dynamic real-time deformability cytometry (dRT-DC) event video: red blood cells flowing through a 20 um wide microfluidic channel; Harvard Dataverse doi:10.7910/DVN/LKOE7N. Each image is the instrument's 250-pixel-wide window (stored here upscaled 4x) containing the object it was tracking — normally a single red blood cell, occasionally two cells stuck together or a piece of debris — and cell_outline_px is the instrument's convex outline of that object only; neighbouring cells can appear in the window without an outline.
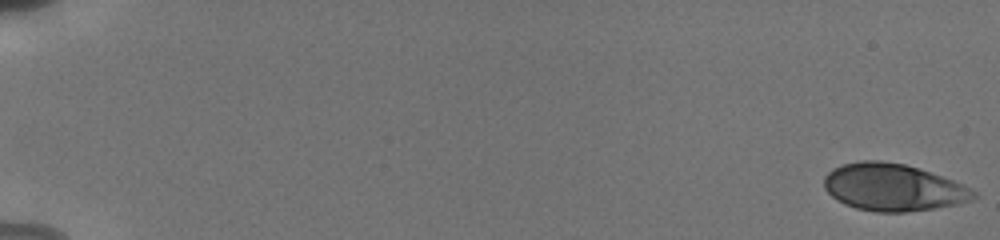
{"species": "human", "species_latin": "Homo sapiens", "temperature_condition": "cold", "stored_images_in_passage": 55, "camera_frame_rate_fps": 3000, "um_per_image_px": 0.085, "donor": {"sex": "male"}, "frame": {"image": 1, "passage_image": 1, "time_ms": 0.0, "image_size_px": [1000, 240], "cell_outline_px": [[976, 196], [972, 200], [956, 204], [932, 208], [904, 212], [876, 212], [856, 208], [844, 204], [836, 200], [824, 188], [824, 176], [832, 168], [840, 164], [860, 160], [880, 160], [904, 164], [920, 168], [952, 180], [976, 192]], "centroid_in_image_um": [75.85, 15.91], "position_along_channel_um": 9.2, "area_um2": 41.04}}
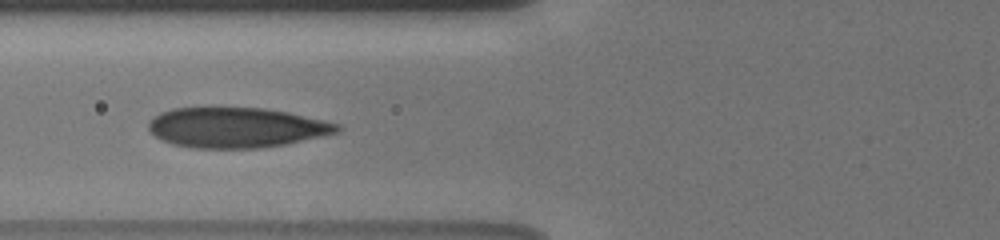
{"frame": {"image": 2, "passage_image": 24, "time_ms": 7.667, "image_size_px": [1000, 240], "cell_outline_px": [[340, 132], [324, 136], [284, 144], [260, 148], [192, 148], [172, 144], [160, 140], [148, 128], [148, 120], [160, 112], [172, 108], [208, 104], [264, 108], [288, 112], [324, 120], [340, 124]], "centroid_in_image_um": [20.03, 10.79], "position_along_channel_um": 105.8, "area_um2": 45.6}}
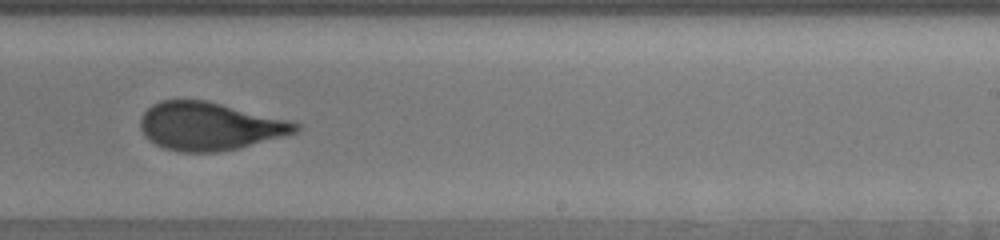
{"frame": {"image": 3, "passage_image": 37, "time_ms": 12.0, "image_size_px": [1000, 240], "cell_outline_px": [[300, 128], [296, 132], [288, 136], [240, 148], [216, 152], [180, 152], [164, 148], [148, 140], [144, 136], [140, 128], [140, 120], [144, 112], [152, 104], [160, 100], [208, 100], [288, 120], [300, 124]], "centroid_in_image_um": [17.82, 10.73], "position_along_channel_um": 271.2, "area_um2": 43.75}, "authors_computed_cell_mechanics": {"area_um2": 42.4252, "velocity_mm_per_s": 3.8267, "shape_relaxation_time_tau1_ms": 5.2329, "shape_relaxation_time_tau2_ms": 0.6393, "deformation_change_tau1": 0.1755, "deformation_change_tau2": 0.0587}}